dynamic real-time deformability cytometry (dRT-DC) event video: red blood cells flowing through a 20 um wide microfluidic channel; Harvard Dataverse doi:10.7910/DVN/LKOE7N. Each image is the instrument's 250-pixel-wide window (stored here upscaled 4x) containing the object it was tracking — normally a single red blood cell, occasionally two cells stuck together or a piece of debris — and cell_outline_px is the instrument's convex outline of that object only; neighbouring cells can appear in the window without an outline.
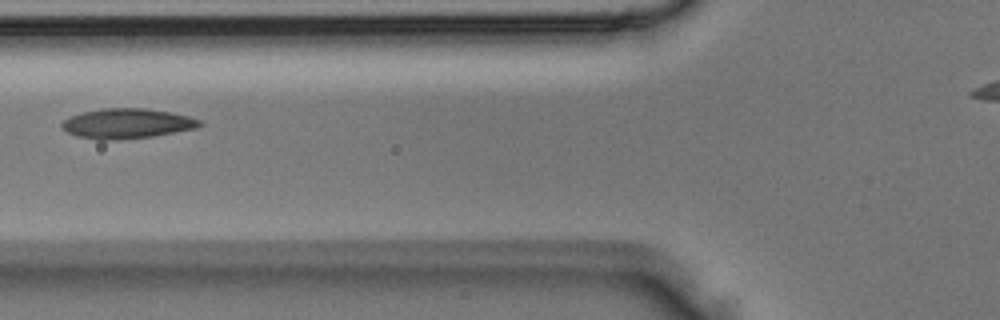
{"species": "Egyptian fruit bat (a non-hibernating species)", "species_latin": "Rousettus aegyptiacus", "temperature_condition": "room temperature", "stored_images_in_passage": 3, "camera_frame_rate_fps": 3000, "um_per_image_px": 0.085, "animal": {"sex": "male"}, "frame": {"image": 1, "passage_image": 3, "time_ms": 0.667, "image_size_px": [1000, 320], "cell_outline_px": [[204, 124], [196, 128], [152, 136], [120, 140], [96, 140], [76, 136], [68, 132], [60, 124], [64, 120], [72, 116], [84, 112], [104, 108], [144, 108], [172, 112], [188, 116], [200, 120]], "centroid_in_image_um": [10.81, 10.5], "position_along_channel_um": 115.0, "area_um2": 23.99}}